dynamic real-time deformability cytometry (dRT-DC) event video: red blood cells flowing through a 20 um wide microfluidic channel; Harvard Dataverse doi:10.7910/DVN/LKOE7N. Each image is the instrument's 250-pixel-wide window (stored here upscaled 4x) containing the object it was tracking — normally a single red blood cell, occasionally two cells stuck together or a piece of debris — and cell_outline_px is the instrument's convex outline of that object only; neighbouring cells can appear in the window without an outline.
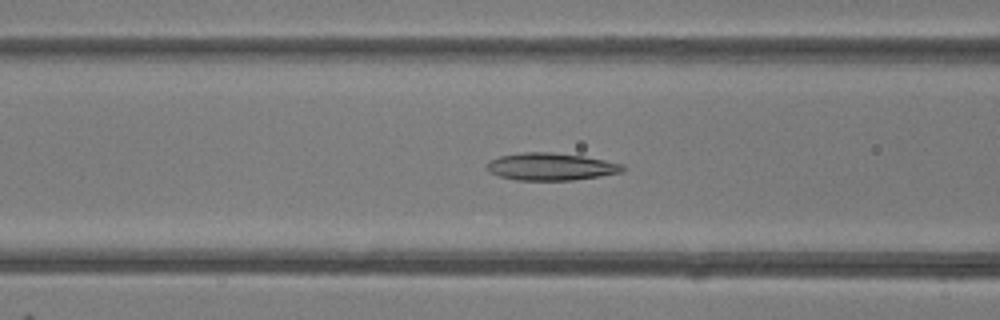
{"species": "common noctule bat (a hibernating species)", "species_latin": "Nyctalus noctula", "temperature_condition": "room temperature", "stored_images_in_passage": 49, "camera_frame_rate_fps": 3000, "um_per_image_px": 0.085, "animal": {"sex": "female"}, "frame": {"image": 1, "passage_image": 20, "time_ms": 6.333, "image_size_px": [1000, 320], "cell_outline_px": [[624, 172], [600, 176], [572, 180], [516, 180], [500, 176], [488, 172], [484, 168], [484, 164], [488, 160], [500, 156], [524, 152], [552, 152], [584, 156], [624, 164]], "centroid_in_image_um": [46.78, 14.16], "position_along_channel_um": 119.8, "area_um2": 21.91}}
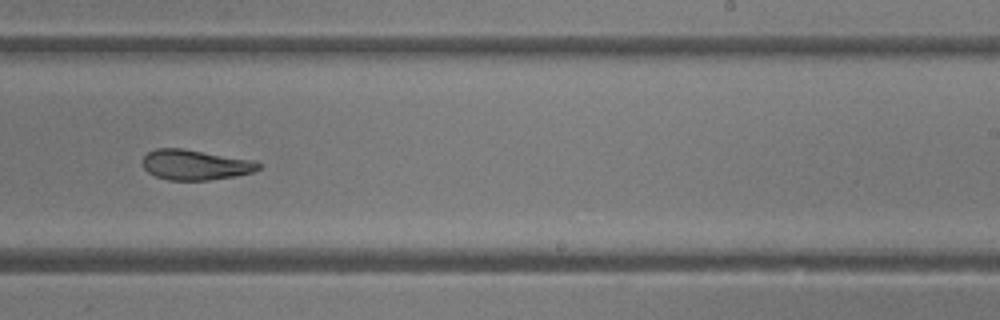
{"frame": {"image": 2, "passage_image": 31, "time_ms": 10.0, "image_size_px": [1000, 320], "cell_outline_px": [[260, 168], [252, 172], [236, 176], [208, 180], [168, 180], [156, 176], [148, 172], [144, 168], [144, 156], [148, 152], [156, 148], [184, 148], [252, 160], [260, 164]], "centroid_in_image_um": [16.59, 14.0], "position_along_channel_um": 272.4, "area_um2": 20.29}}
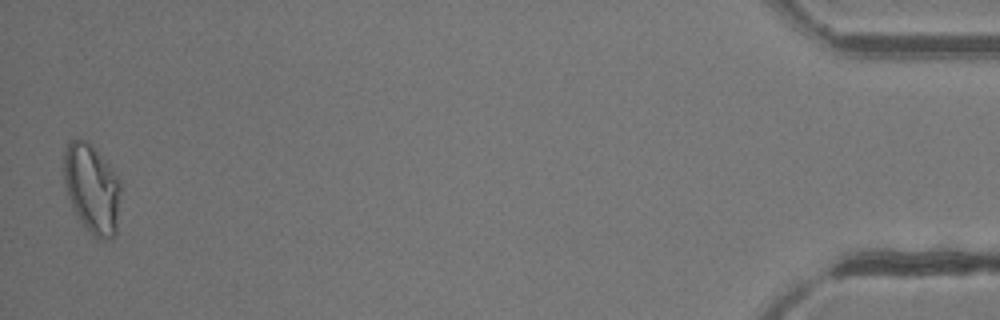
{"frame": {"image": 3, "passage_image": 49, "time_ms": 16.0, "image_size_px": [1000, 320], "cell_outline_px": [[120, 192], [116, 232], [112, 240], [96, 240], [76, 216], [68, 196], [64, 184], [64, 152], [68, 140], [88, 140], [92, 144], [112, 168], [120, 180]], "centroid_in_image_um": [7.81, 16.05], "position_along_channel_um": 427.4, "area_um2": 29.88}, "authors_computed_cell_mechanics": {"area_um2": 23.12, "velocity_mm_per_s": 4.1773, "shape_relaxation_time_tau1_ms": 4.5273, "shape_relaxation_time_tau2_ms": 2.4102, "deformation_change_tau1": 0.168, "deformation_change_tau2": 0.1107}}